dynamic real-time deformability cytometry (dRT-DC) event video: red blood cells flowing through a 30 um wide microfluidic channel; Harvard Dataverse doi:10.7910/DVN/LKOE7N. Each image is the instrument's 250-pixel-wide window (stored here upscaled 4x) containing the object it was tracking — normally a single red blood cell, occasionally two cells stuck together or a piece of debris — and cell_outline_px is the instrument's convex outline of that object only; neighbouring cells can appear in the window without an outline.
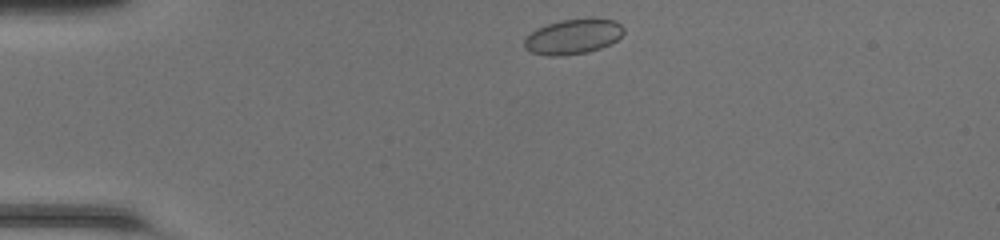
{"species": "common noctule bat (a hibernating species)", "species_latin": "Nyctalus noctula", "temperature_condition": "room temperature", "stored_images_in_passage": 40, "camera_frame_rate_fps": 3000, "um_per_image_px": 0.085, "animal": {"sex": "female", "body_mass_g": 20.0, "forearm_length_mm": 54.0}, "frame": {"image": 1, "passage_image": 2, "time_ms": 0.333, "image_size_px": [1000, 240], "cell_outline_px": [[624, 32], [616, 40], [600, 48], [588, 52], [560, 56], [548, 56], [532, 52], [524, 48], [524, 40], [536, 28], [560, 20], [592, 16], [616, 20], [624, 28]], "centroid_in_image_um": [48.74, 3.08], "position_along_channel_um": 36.3, "area_um2": 20.63}}
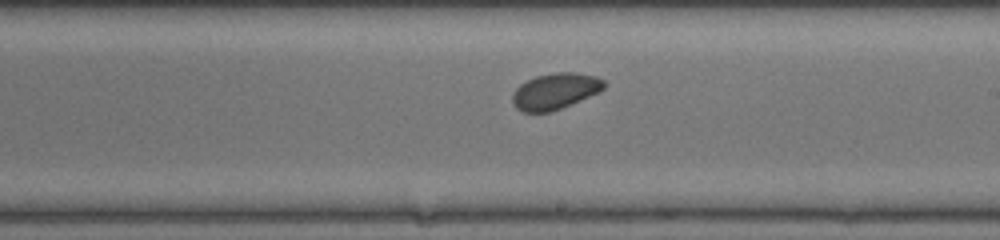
{"frame": {"image": 2, "passage_image": 20, "time_ms": 6.333, "image_size_px": [1000, 240], "cell_outline_px": [[604, 88], [600, 92], [560, 108], [548, 112], [524, 112], [516, 108], [512, 100], [512, 96], [516, 88], [520, 84], [536, 76], [556, 72], [572, 72], [596, 76], [604, 80]], "centroid_in_image_um": [47.19, 7.74], "position_along_channel_um": 241.8, "area_um2": 19.07}}
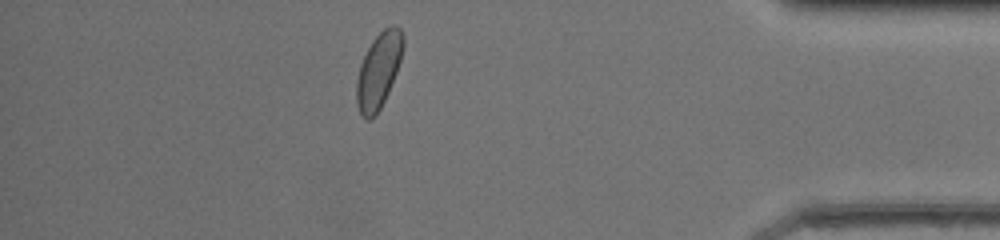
{"frame": {"image": 3, "passage_image": 34, "time_ms": 11.0, "image_size_px": [1000, 240], "cell_outline_px": [[404, 44], [400, 60], [396, 72], [388, 92], [376, 116], [372, 120], [364, 120], [356, 104], [356, 80], [360, 64], [372, 40], [384, 28], [392, 24], [396, 24], [400, 28], [404, 36]], "centroid_in_image_um": [32.17, 6.0], "position_along_channel_um": 403.0, "area_um2": 20.58}, "authors_computed_cell_mechanics": {"area_um2": 19.4497, "velocity_mm_per_s": 4.2618, "shape_relaxation_time_tau1_ms": 2.9845, "shape_relaxation_time_tau2_ms": null, "deformation_change_tau1": 0.0675, "deformation_change_tau2": null}}